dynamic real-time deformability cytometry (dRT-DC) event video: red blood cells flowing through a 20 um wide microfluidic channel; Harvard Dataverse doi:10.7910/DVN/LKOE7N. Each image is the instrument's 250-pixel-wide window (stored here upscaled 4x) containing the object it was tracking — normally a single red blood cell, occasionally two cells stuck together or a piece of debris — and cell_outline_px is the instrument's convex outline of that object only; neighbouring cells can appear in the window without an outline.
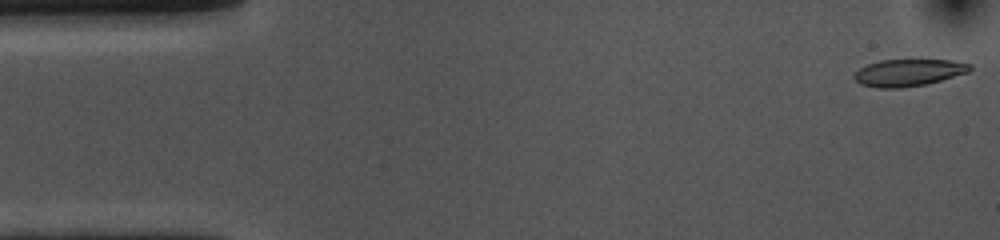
{"species": "common noctule bat (a hibernating species)", "species_latin": "Nyctalus noctula", "temperature_condition": "cold", "stored_images_in_passage": 54, "camera_frame_rate_fps": 3000, "um_per_image_px": 0.085, "animal": {"sex": "female", "body_mass_g": 10.0, "forearm_length_mm": 53.1}, "frame": {"image": 1, "passage_image": 1, "time_ms": 0.0, "image_size_px": [1000, 240], "cell_outline_px": [[972, 68], [968, 72], [928, 84], [900, 88], [876, 88], [860, 84], [852, 76], [860, 68], [868, 64], [880, 60], [952, 60], [972, 64]], "centroid_in_image_um": [77.22, 6.18], "position_along_channel_um": 7.8, "area_um2": 18.26}}
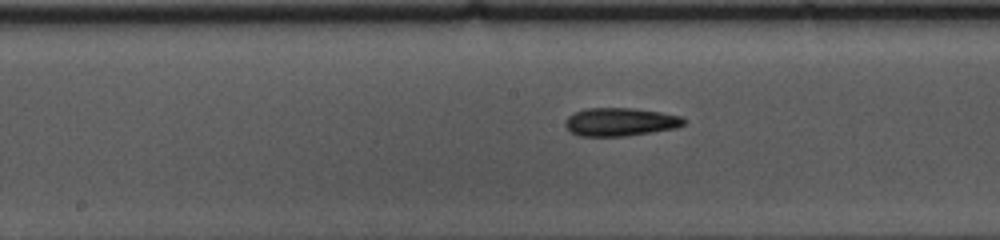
{"frame": {"image": 2, "passage_image": 26, "time_ms": 8.333, "image_size_px": [1000, 240], "cell_outline_px": [[684, 124], [676, 128], [628, 136], [580, 136], [572, 132], [564, 124], [568, 116], [576, 112], [588, 108], [632, 108], [660, 112], [680, 116], [684, 120]], "centroid_in_image_um": [52.72, 10.37], "position_along_channel_um": 195.5, "area_um2": 19.31}}
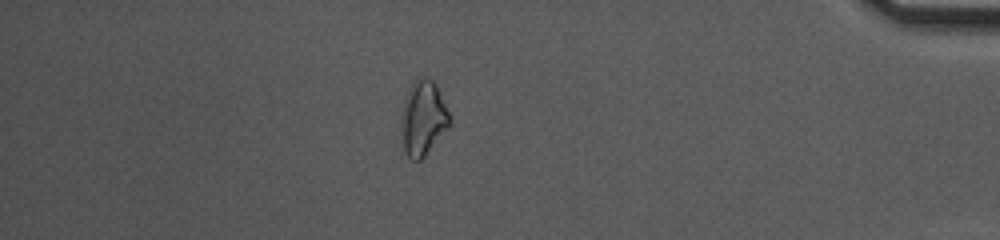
{"frame": {"image": 3, "passage_image": 47, "time_ms": 15.333, "image_size_px": [1000, 240], "cell_outline_px": [[452, 120], [448, 128], [424, 156], [420, 160], [412, 160], [404, 152], [400, 120], [400, 112], [404, 100], [416, 76], [428, 76], [436, 84]], "centroid_in_image_um": [35.95, 10.01], "position_along_channel_um": 399.3, "area_um2": 21.27}, "authors_computed_cell_mechanics": {"area_um2": 19.074, "velocity_mm_per_s": 3.5608, "shape_relaxation_time_tau1_ms": 5.9121, "shape_relaxation_time_tau2_ms": null, "deformation_change_tau1": 0.1267, "deformation_change_tau2": null}}